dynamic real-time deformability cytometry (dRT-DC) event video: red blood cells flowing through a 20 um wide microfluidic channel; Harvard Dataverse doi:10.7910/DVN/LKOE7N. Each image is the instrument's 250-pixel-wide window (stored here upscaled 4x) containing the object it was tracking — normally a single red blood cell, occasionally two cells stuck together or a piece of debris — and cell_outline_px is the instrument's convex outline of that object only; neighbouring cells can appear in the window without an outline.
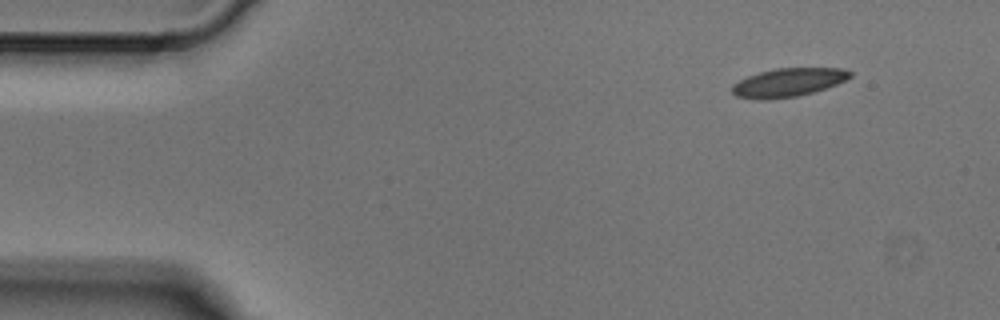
{"species": "Egyptian fruit bat (a non-hibernating species)", "species_latin": "Rousettus aegyptiacus", "temperature_condition": "cold", "stored_images_in_passage": 5, "camera_frame_rate_fps": 3000, "um_per_image_px": 0.085, "animal": {"sex": "male"}, "frame": {"image": 1, "passage_image": 1, "time_ms": 0.0, "image_size_px": [1000, 320], "cell_outline_px": [[852, 76], [836, 84], [812, 92], [796, 96], [764, 100], [760, 100], [736, 96], [732, 92], [732, 84], [748, 76], [760, 72], [776, 68], [844, 68], [852, 72]], "centroid_in_image_um": [66.98, 7.0], "position_along_channel_um": 18.0, "area_um2": 19.42}}
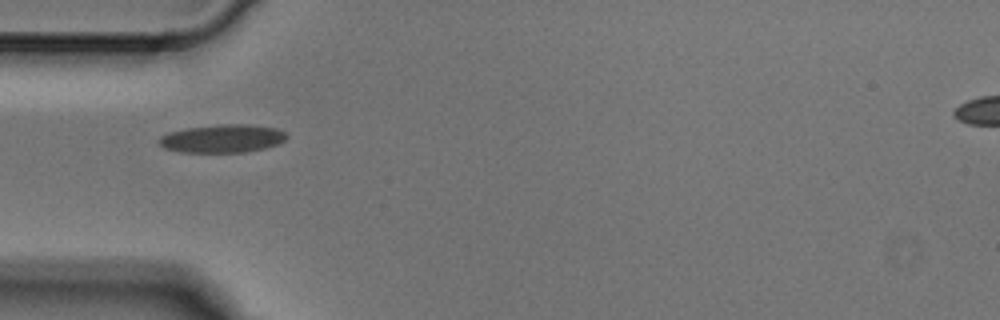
{"frame": {"image": 2, "passage_image": 4, "time_ms": 1.0, "image_size_px": [1000, 320], "cell_outline_px": [[288, 136], [284, 140], [276, 144], [264, 148], [244, 152], [180, 152], [164, 148], [156, 140], [160, 136], [168, 132], [184, 128], [216, 124], [248, 124], [276, 128], [284, 132]], "centroid_in_image_um": [18.85, 11.76], "position_along_channel_um": 66.2, "area_um2": 21.04}}
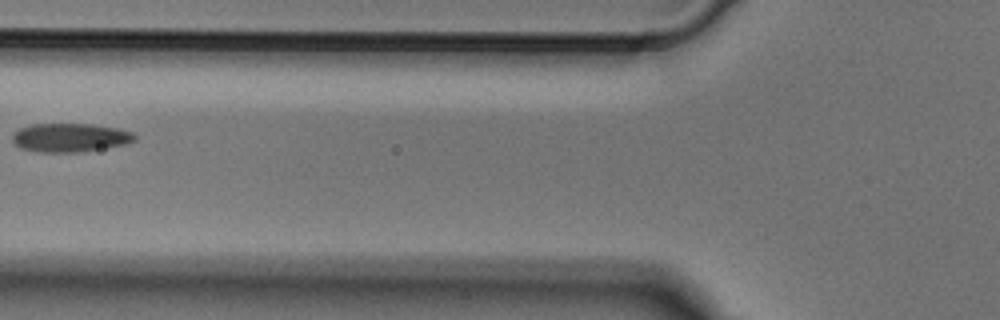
{"frame": {"image": 3, "passage_image": 5, "time_ms": 1.333, "image_size_px": [1000, 320], "cell_outline_px": [[136, 140], [124, 144], [76, 152], [36, 152], [20, 148], [12, 144], [12, 136], [20, 128], [32, 124], [92, 124], [120, 128], [132, 132], [136, 136]], "centroid_in_image_um": [5.92, 11.69], "position_along_channel_um": 119.9, "area_um2": 20.4}}